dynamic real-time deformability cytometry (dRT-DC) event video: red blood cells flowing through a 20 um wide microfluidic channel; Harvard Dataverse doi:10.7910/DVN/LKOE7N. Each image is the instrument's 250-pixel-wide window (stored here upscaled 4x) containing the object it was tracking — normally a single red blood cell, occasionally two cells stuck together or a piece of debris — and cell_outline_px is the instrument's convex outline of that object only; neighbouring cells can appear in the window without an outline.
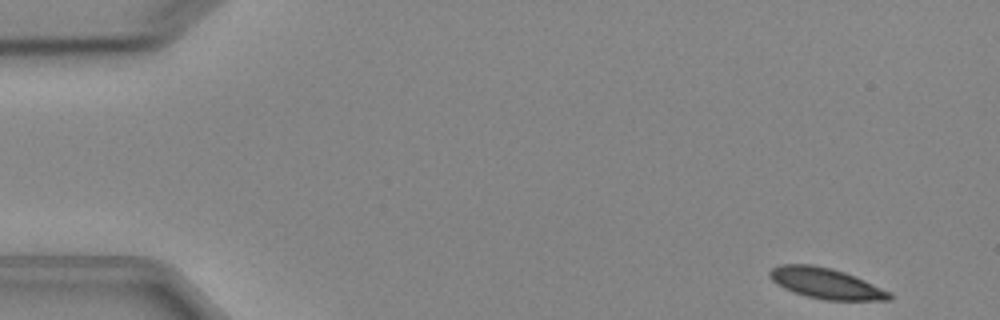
{"species": "Egyptian fruit bat (a non-hibernating species)", "species_latin": "Rousettus aegyptiacus", "temperature_condition": "cold", "stored_images_in_passage": 7, "camera_frame_rate_fps": 3000, "um_per_image_px": 0.085, "animal": {"sex": "female"}, "frame": {"image": 1, "passage_image": 1, "time_ms": 0.0, "image_size_px": [1000, 320], "cell_outline_px": [[892, 300], [824, 300], [792, 292], [776, 284], [768, 276], [768, 272], [772, 268], [780, 264], [812, 264], [832, 268], [844, 272], [864, 280], [892, 292]], "centroid_in_image_um": [70.19, 24.08], "position_along_channel_um": 14.8, "area_um2": 21.5}}
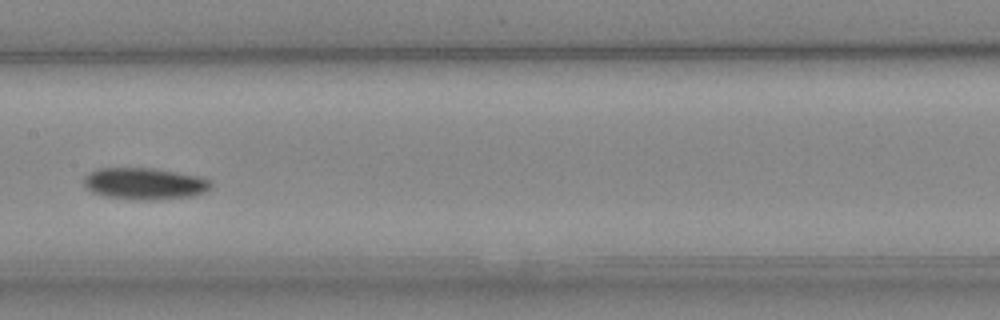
{"frame": {"image": 2, "passage_image": 7, "time_ms": 7.667, "image_size_px": [1000, 320], "cell_outline_px": [[212, 188], [208, 192], [196, 196], [152, 200], [128, 200], [108, 196], [92, 192], [84, 188], [84, 176], [88, 172], [96, 168], [152, 168], [200, 176], [212, 180]], "centroid_in_image_um": [12.32, 15.62], "position_along_channel_um": 195.1, "area_um2": 24.04}}